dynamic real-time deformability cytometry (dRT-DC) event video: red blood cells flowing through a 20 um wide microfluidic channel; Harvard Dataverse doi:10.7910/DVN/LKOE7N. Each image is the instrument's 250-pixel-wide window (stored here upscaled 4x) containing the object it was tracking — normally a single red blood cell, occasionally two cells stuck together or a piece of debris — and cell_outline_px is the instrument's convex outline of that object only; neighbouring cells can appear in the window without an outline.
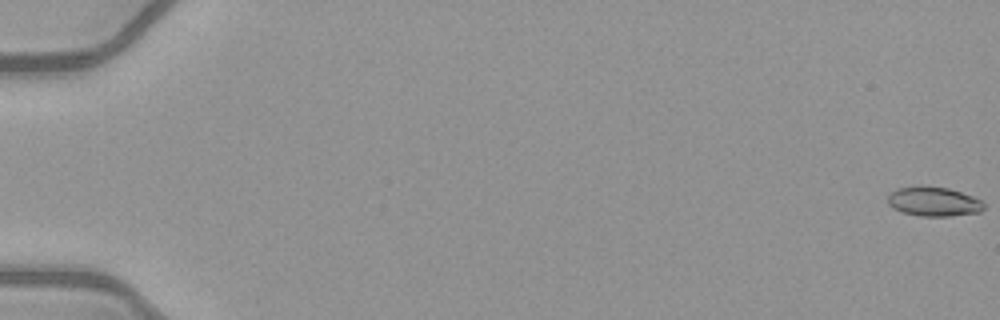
{"species": "common noctule bat (a hibernating species)", "species_latin": "Nyctalus noctula", "temperature_condition": "warm", "stored_images_in_passage": 53, "camera_frame_rate_fps": 3000, "um_per_image_px": 0.085, "animal": {"sex": "female", "body_mass_g": 21.9}, "frame": {"image": 1, "passage_image": 1, "time_ms": 0.0, "image_size_px": [1000, 320], "cell_outline_px": [[984, 208], [980, 212], [948, 216], [920, 216], [904, 212], [892, 208], [888, 204], [888, 196], [896, 188], [920, 184], [948, 188], [972, 196], [980, 200], [984, 204]], "centroid_in_image_um": [79.33, 17.11], "position_along_channel_um": 5.7, "area_um2": 16.59}}
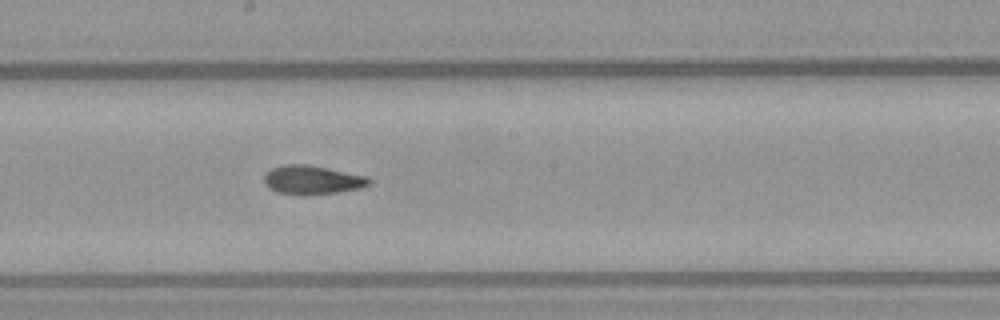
{"frame": {"image": 2, "passage_image": 31, "time_ms": 10.0, "image_size_px": [1000, 320], "cell_outline_px": [[372, 180], [368, 184], [360, 188], [340, 192], [308, 196], [304, 196], [276, 192], [268, 188], [264, 184], [264, 176], [272, 168], [284, 164], [308, 164], [368, 176]], "centroid_in_image_um": [26.53, 15.31], "position_along_channel_um": 221.7, "area_um2": 17.98}}
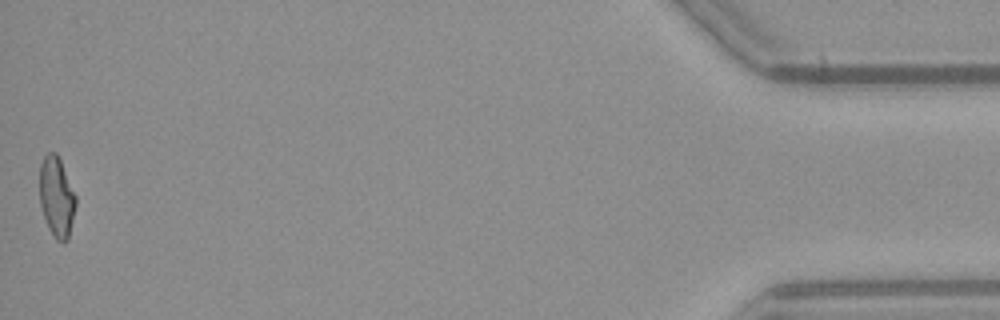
{"frame": {"image": 3, "passage_image": 53, "time_ms": 17.333, "image_size_px": [1000, 320], "cell_outline_px": [[76, 204], [68, 240], [64, 244], [56, 240], [48, 228], [40, 204], [40, 164], [44, 156], [48, 152], [56, 152], [60, 160], [76, 196]], "centroid_in_image_um": [4.81, 16.77], "position_along_channel_um": 430.4, "area_um2": 16.88}, "authors_computed_cell_mechanics": {"area_um2": 17.051, "velocity_mm_per_s": 4.0876, "shape_relaxation_time_tau1_ms": 6.1622, "shape_relaxation_time_tau2_ms": 2.5449, "deformation_change_tau1": 0.187, "deformation_change_tau2": 0.0928}}